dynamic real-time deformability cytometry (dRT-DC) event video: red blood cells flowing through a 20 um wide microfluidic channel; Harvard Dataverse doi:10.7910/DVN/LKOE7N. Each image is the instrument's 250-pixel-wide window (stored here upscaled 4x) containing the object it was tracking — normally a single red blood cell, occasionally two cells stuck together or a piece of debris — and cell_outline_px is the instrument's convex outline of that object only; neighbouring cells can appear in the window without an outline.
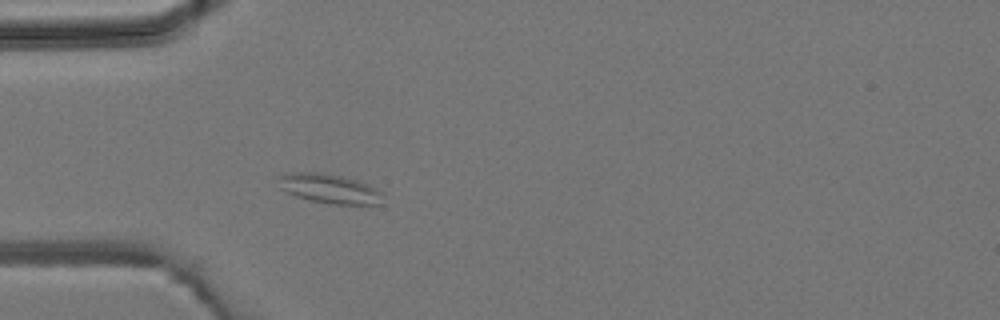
{"species": "common noctule bat (a hibernating species)", "species_latin": "Nyctalus noctula", "temperature_condition": "room temperature", "stored_images_in_passage": 3, "camera_frame_rate_fps": 3000, "um_per_image_px": 0.085, "animal": {"sex": "male", "body_mass_g": 19.2, "forearm_length_mm": 51.8}, "frame": {"image": 1, "passage_image": 3, "time_ms": 2.333, "image_size_px": [1000, 320], "cell_outline_px": [[384, 192], [380, 204], [332, 204], [308, 200], [296, 196], [280, 188], [280, 176], [284, 172], [320, 172], [340, 176], [356, 180], [368, 184]], "centroid_in_image_um": [28.01, 16.03], "position_along_channel_um": 57.0, "area_um2": 17.86}}